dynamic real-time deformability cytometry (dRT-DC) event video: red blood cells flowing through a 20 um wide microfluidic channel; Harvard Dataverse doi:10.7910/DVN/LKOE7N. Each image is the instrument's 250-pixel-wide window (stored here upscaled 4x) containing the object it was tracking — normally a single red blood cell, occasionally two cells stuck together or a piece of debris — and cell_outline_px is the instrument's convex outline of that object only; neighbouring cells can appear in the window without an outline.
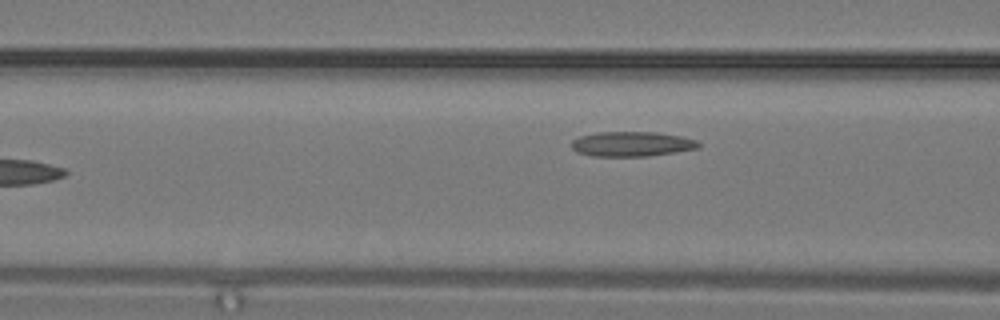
{"species": "common noctule bat (a hibernating species)", "species_latin": "Nyctalus noctula", "temperature_condition": "warm", "stored_images_in_passage": 7, "segment_of_instrument_passage": [2, 2], "camera_frame_rate_fps": 3000, "um_per_image_px": 0.085, "animal": {"sex": "male", "body_mass_g": 19.2, "forearm_length_mm": 51.8}, "frame": {"image": 1, "passage_image": 7, "time_ms": 2.0, "image_size_px": [1000, 320], "cell_outline_px": [[700, 148], [676, 152], [648, 156], [592, 156], [576, 152], [572, 148], [572, 140], [580, 136], [596, 132], [656, 132], [680, 136], [696, 140], [700, 144]], "centroid_in_image_um": [53.7, 12.24], "position_along_channel_um": 112.9, "area_um2": 18.44}}